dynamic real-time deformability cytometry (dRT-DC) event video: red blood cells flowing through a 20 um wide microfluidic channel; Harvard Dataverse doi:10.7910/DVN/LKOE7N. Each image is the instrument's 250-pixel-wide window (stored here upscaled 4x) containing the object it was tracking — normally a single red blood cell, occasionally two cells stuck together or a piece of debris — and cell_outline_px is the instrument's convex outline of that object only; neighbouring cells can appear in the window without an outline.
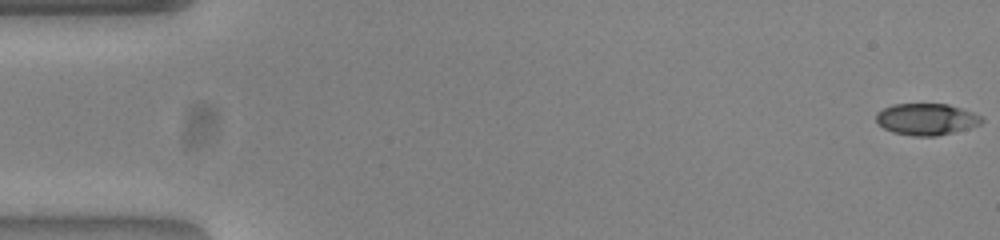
{"species": "common noctule bat (a hibernating species)", "species_latin": "Nyctalus noctula", "temperature_condition": "warm", "stored_images_in_passage": 53, "camera_frame_rate_fps": 3000, "um_per_image_px": 0.085, "animal": {"sex": "female", "body_mass_g": 23.0, "forearm_length_mm": 53.4}, "frame": {"image": 1, "passage_image": 1, "time_ms": 0.0, "image_size_px": [1000, 240], "cell_outline_px": [[984, 120], [980, 124], [968, 128], [936, 136], [912, 136], [892, 132], [884, 128], [876, 120], [876, 112], [892, 104], [948, 104], [984, 116]], "centroid_in_image_um": [78.75, 10.13], "position_along_channel_um": 6.3, "area_um2": 19.42}}
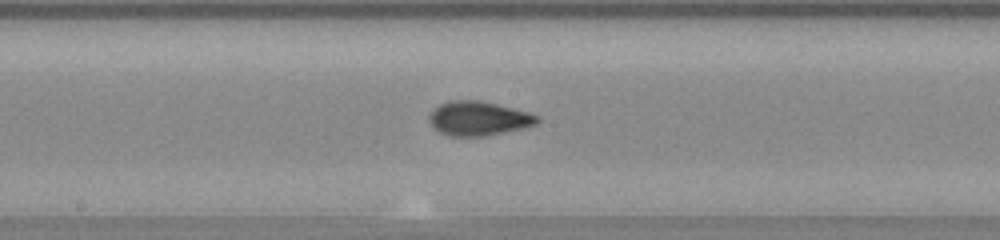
{"frame": {"image": 2, "passage_image": 28, "time_ms": 9.0, "image_size_px": [1000, 240], "cell_outline_px": [[540, 120], [536, 124], [524, 128], [484, 136], [448, 136], [432, 128], [428, 120], [428, 116], [440, 104], [448, 100], [480, 100], [532, 112], [540, 116]], "centroid_in_image_um": [40.69, 10.06], "position_along_channel_um": 207.5, "area_um2": 21.85}}
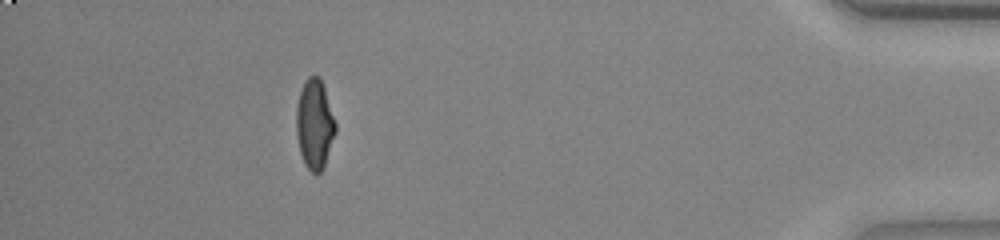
{"frame": {"image": 3, "passage_image": 48, "time_ms": 15.667, "image_size_px": [1000, 240], "cell_outline_px": [[336, 132], [324, 168], [316, 176], [304, 164], [300, 152], [296, 136], [296, 108], [300, 92], [308, 76], [320, 76], [336, 124]], "centroid_in_image_um": [26.74, 10.61], "position_along_channel_um": 408.5, "area_um2": 20.52}, "authors_computed_cell_mechanics": {"area_um2": 20.4612, "velocity_mm_per_s": 3.8909, "shape_relaxation_time_tau1_ms": 5.7437, "shape_relaxation_time_tau2_ms": 1.4578, "deformation_change_tau1": 0.2196, "deformation_change_tau2": 0.0658}}